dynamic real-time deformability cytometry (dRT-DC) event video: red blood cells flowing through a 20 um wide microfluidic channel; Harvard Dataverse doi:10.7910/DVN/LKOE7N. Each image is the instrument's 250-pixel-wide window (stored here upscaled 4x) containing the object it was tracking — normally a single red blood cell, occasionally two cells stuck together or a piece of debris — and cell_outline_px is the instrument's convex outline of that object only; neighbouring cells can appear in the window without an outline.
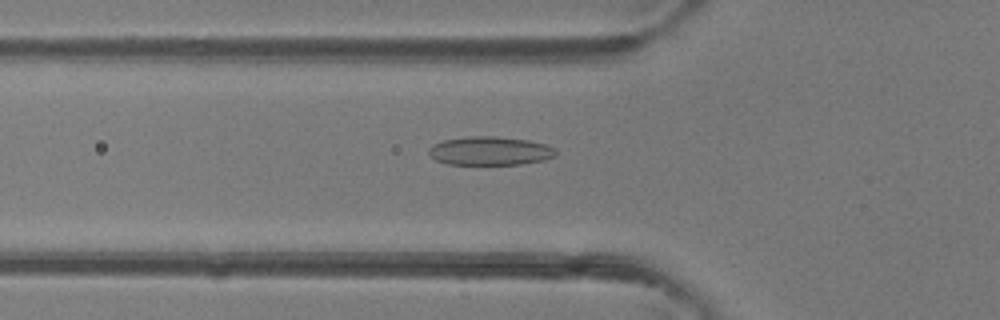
{"species": "common noctule bat (a hibernating species)", "species_latin": "Nyctalus noctula", "temperature_condition": "room temperature", "stored_images_in_passage": 38, "camera_frame_rate_fps": 3000, "um_per_image_px": 0.085, "animal": {"sex": "female"}, "frame": {"image": 1, "passage_image": 17, "time_ms": 5.333, "image_size_px": [1000, 320], "cell_outline_px": [[556, 156], [544, 160], [520, 164], [448, 164], [436, 160], [428, 152], [428, 148], [432, 144], [444, 140], [468, 136], [496, 136], [528, 140], [544, 144], [552, 148], [556, 152]], "centroid_in_image_um": [41.62, 12.82], "position_along_channel_um": 84.2, "area_um2": 21.1}}
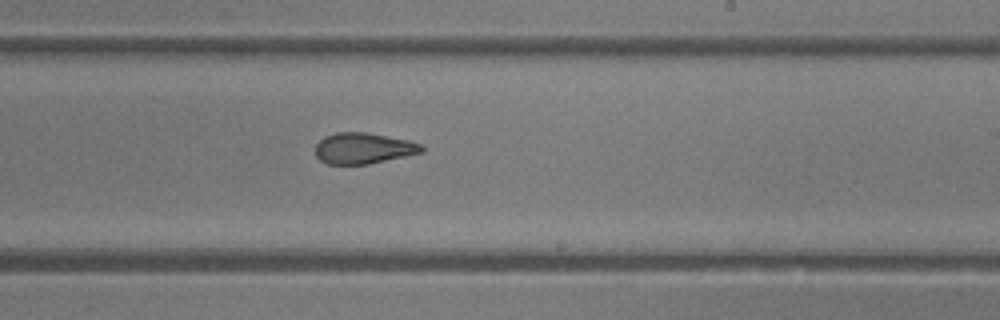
{"frame": {"image": 2, "passage_image": 29, "time_ms": 9.333, "image_size_px": [1000, 320], "cell_outline_px": [[424, 152], [368, 164], [328, 164], [320, 160], [316, 156], [316, 144], [324, 136], [336, 132], [368, 132], [408, 140], [424, 144]], "centroid_in_image_um": [30.91, 12.59], "position_along_channel_um": 258.1, "area_um2": 19.31}}
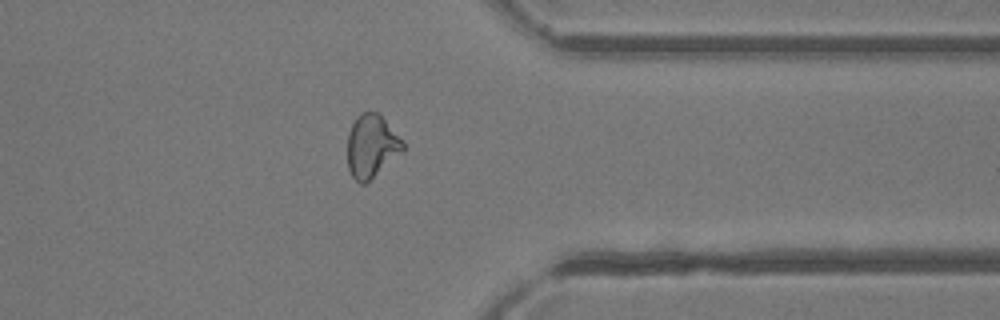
{"frame": {"image": 3, "passage_image": 38, "time_ms": 12.333, "image_size_px": [1000, 320], "cell_outline_px": [[404, 152], [364, 184], [360, 184], [352, 176], [348, 168], [348, 132], [356, 116], [360, 112], [380, 112], [404, 140]], "centroid_in_image_um": [31.62, 12.38], "position_along_channel_um": 379.8, "area_um2": 20.75}, "authors_computed_cell_mechanics": {"area_um2": 20.6924, "velocity_mm_per_s": 4.3362, "shape_relaxation_time_tau1_ms": null, "shape_relaxation_time_tau2_ms": 1.7456, "deformation_change_tau1": null, "deformation_change_tau2": 0.0802}}